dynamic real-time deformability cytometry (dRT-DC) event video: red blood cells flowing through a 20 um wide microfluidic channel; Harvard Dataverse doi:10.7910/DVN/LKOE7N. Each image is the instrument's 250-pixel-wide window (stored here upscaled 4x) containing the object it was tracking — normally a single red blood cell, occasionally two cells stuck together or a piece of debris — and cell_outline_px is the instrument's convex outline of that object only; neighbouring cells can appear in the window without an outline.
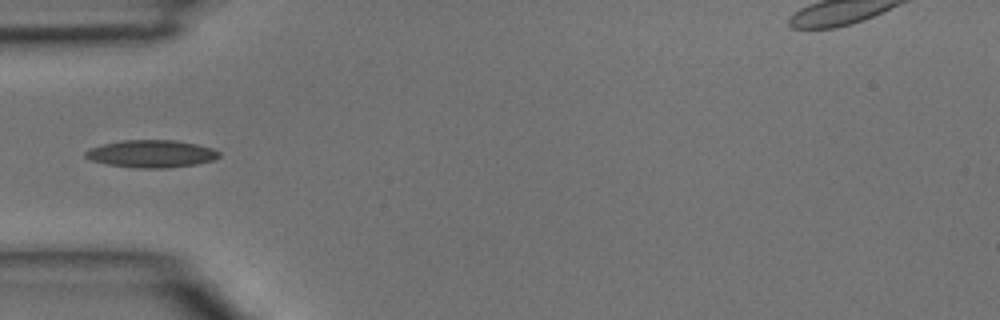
{"species": "common noctule bat (a hibernating species)", "species_latin": "Nyctalus noctula", "temperature_condition": "room temperature", "stored_images_in_passage": 4, "camera_frame_rate_fps": 3000, "um_per_image_px": 0.085, "animal": {"sex": "male", "body_mass_g": 15.6}, "frame": {"image": 1, "passage_image": 3, "time_ms": 0.667, "image_size_px": [1000, 320], "cell_outline_px": [[220, 156], [216, 160], [196, 164], [168, 168], [140, 168], [108, 164], [92, 160], [84, 156], [84, 152], [88, 148], [120, 140], [176, 140], [196, 144], [212, 148], [220, 152]], "centroid_in_image_um": [12.89, 13.07], "position_along_channel_um": 72.1, "area_um2": 21.44}}